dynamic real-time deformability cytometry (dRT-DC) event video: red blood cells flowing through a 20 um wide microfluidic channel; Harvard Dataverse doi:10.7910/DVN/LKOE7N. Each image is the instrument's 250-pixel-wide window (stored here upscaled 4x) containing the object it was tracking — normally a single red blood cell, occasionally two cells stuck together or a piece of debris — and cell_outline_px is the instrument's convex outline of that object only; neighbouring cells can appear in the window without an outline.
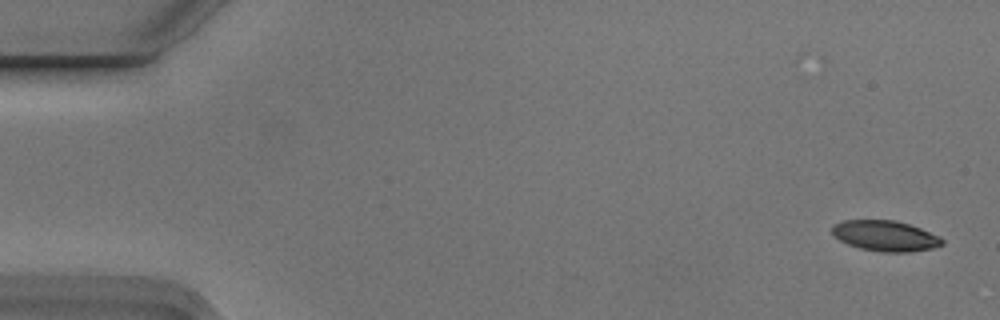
{"species": "Egyptian fruit bat (a non-hibernating species)", "species_latin": "Rousettus aegyptiacus", "temperature_condition": "cold", "stored_images_in_passage": 4, "camera_frame_rate_fps": 3000, "um_per_image_px": 0.085, "animal": {"sex": "male"}, "frame": {"image": 1, "passage_image": 1, "time_ms": 0.0, "image_size_px": [1000, 320], "cell_outline_px": [[944, 244], [932, 248], [908, 252], [880, 252], [860, 248], [848, 244], [840, 240], [832, 232], [832, 224], [844, 220], [896, 220], [920, 228], [940, 236], [944, 240]], "centroid_in_image_um": [75.26, 20.04], "position_along_channel_um": 9.7, "area_um2": 19.59}}